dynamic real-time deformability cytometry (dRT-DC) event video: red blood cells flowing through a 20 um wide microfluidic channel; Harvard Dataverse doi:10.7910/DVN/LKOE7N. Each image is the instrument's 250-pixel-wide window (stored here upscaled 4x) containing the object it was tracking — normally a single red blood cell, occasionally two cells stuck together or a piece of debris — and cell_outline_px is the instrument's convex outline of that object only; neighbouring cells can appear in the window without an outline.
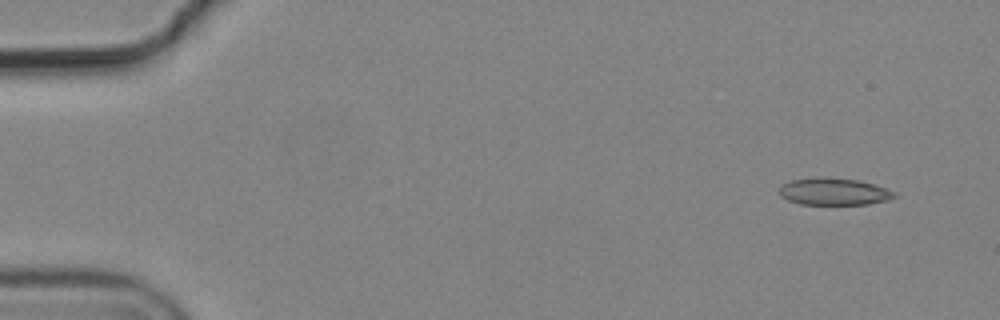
{"species": "common noctule bat (a hibernating species)", "species_latin": "Nyctalus noctula", "temperature_condition": "cold", "stored_images_in_passage": 6, "camera_frame_rate_fps": 3000, "um_per_image_px": 0.085, "animal": {"sex": "male", "body_mass_g": 19.2, "forearm_length_mm": 51.8}, "frame": {"image": 1, "passage_image": 1, "time_ms": 0.0, "image_size_px": [1000, 320], "cell_outline_px": [[900, 196], [888, 200], [868, 204], [800, 204], [788, 200], [780, 196], [780, 184], [792, 180], [856, 180], [872, 184], [896, 192]], "centroid_in_image_um": [70.93, 16.34], "position_along_channel_um": 14.1, "area_um2": 17.28}}